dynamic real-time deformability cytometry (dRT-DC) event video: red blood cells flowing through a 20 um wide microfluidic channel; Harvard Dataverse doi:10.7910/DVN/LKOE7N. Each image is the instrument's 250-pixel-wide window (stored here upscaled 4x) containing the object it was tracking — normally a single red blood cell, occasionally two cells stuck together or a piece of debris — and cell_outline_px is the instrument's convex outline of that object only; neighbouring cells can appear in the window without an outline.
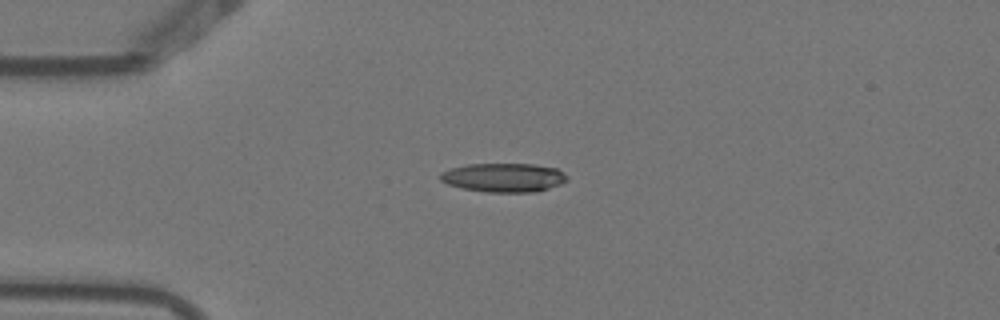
{"species": "Egyptian fruit bat (a non-hibernating species)", "species_latin": "Rousettus aegyptiacus", "temperature_condition": "warm", "stored_images_in_passage": 2, "camera_frame_rate_fps": 3000, "um_per_image_px": 0.085, "animal": {"sex": "female"}, "frame": {"image": 1, "passage_image": 1, "time_ms": 0.0, "image_size_px": [1000, 320], "cell_outline_px": [[568, 180], [560, 184], [536, 192], [488, 192], [464, 188], [448, 184], [440, 180], [440, 172], [452, 168], [468, 164], [532, 164], [556, 168], [564, 172], [568, 176]], "centroid_in_image_um": [42.84, 15.09], "position_along_channel_um": 42.2, "area_um2": 21.27}}